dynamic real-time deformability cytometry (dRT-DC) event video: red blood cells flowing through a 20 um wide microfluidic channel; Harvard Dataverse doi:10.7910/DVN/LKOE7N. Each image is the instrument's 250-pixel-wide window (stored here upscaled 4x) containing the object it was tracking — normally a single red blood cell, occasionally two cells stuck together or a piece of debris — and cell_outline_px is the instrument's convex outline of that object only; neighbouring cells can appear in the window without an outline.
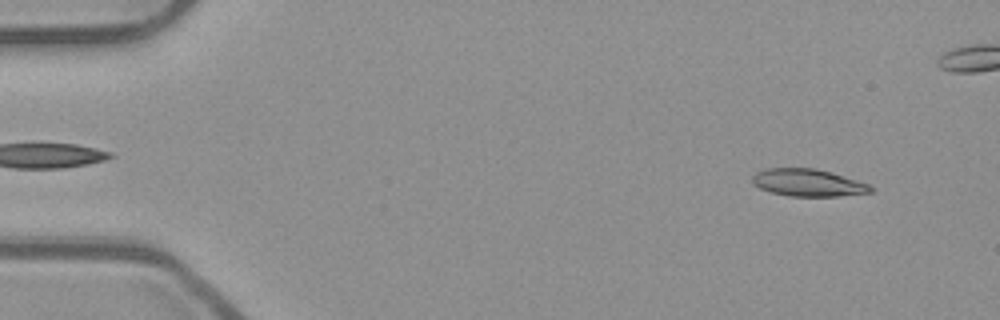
{"species": "common noctule bat (a hibernating species)", "species_latin": "Nyctalus noctula", "temperature_condition": "room temperature", "stored_images_in_passage": 15, "camera_frame_rate_fps": 3000, "um_per_image_px": 0.085, "animal": {"sex": "male", "body_mass_g": 23.1, "forearm_length_mm": 52.7}, "frame": {"image": 1, "passage_image": 3, "time_ms": 0.667, "image_size_px": [1000, 320], "cell_outline_px": [[876, 188], [872, 192], [840, 196], [788, 196], [772, 192], [760, 188], [752, 184], [752, 176], [756, 172], [768, 168], [816, 168], [856, 180], [868, 184]], "centroid_in_image_um": [68.67, 15.53], "position_along_channel_um": 16.3, "area_um2": 18.79}}